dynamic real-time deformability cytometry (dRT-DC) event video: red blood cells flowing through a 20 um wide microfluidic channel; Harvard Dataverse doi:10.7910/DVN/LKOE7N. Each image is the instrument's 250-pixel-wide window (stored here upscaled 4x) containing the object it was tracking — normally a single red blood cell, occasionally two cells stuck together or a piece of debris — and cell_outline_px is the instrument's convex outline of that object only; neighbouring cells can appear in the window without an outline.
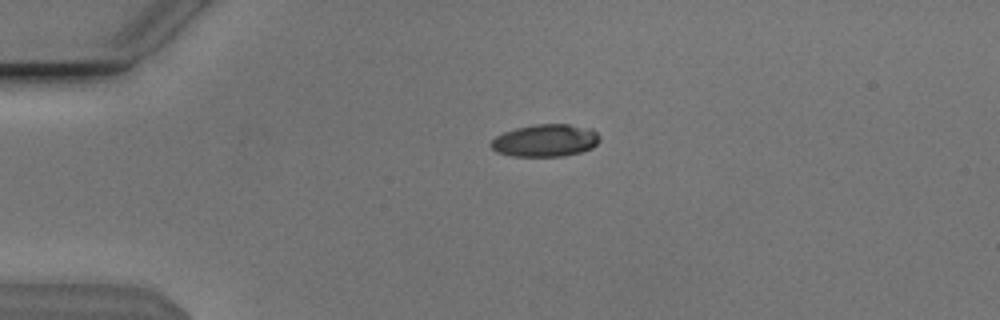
{"species": "Egyptian fruit bat (a non-hibernating species)", "species_latin": "Rousettus aegyptiacus", "temperature_condition": "cold", "stored_images_in_passage": 42, "camera_frame_rate_fps": 3000, "um_per_image_px": 0.085, "animal": {"sex": "male"}, "frame": {"image": 1, "passage_image": 1, "time_ms": 0.0, "image_size_px": [1000, 320], "cell_outline_px": [[600, 140], [592, 148], [580, 152], [564, 156], [512, 156], [496, 152], [488, 144], [496, 136], [504, 132], [516, 128], [536, 124], [568, 124], [592, 128], [600, 136]], "centroid_in_image_um": [46.36, 11.94], "position_along_channel_um": 38.6, "area_um2": 20.63}}
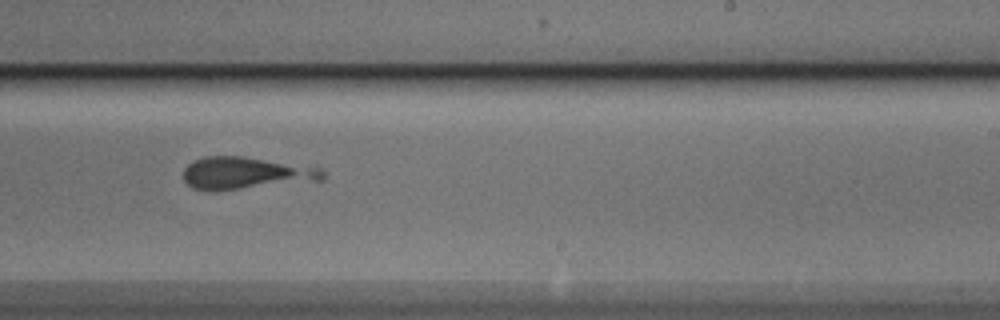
{"frame": {"image": 2, "passage_image": 22, "time_ms": 7.0, "image_size_px": [1000, 320], "cell_outline_px": [[324, 180], [216, 192], [192, 188], [184, 180], [184, 168], [192, 160], [204, 156], [244, 156], [324, 168]], "centroid_in_image_um": [20.9, 14.73], "position_along_channel_um": 268.1, "area_um2": 26.82}}
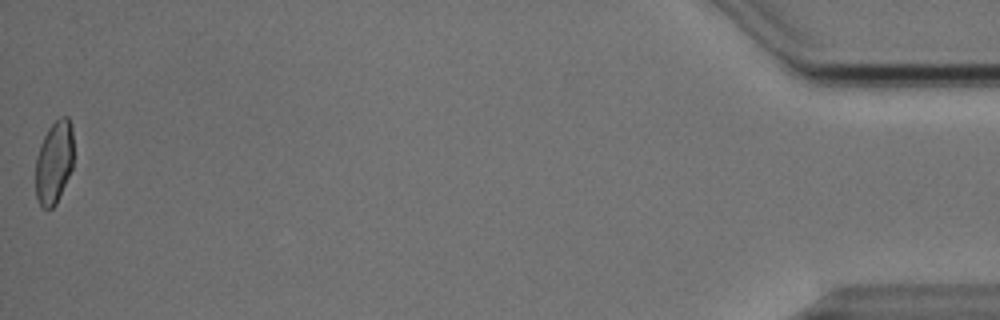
{"frame": {"image": 3, "passage_image": 42, "time_ms": 13.667, "image_size_px": [1000, 320], "cell_outline_px": [[72, 168], [56, 204], [52, 208], [44, 208], [40, 204], [36, 196], [36, 156], [40, 144], [48, 128], [60, 116], [68, 116], [72, 124]], "centroid_in_image_um": [4.59, 13.76], "position_along_channel_um": 430.6, "area_um2": 18.26}}